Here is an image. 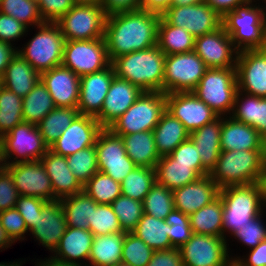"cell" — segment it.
<instances>
[{"mask_svg": "<svg viewBox=\"0 0 266 266\" xmlns=\"http://www.w3.org/2000/svg\"><path fill=\"white\" fill-rule=\"evenodd\" d=\"M160 17L141 9L108 15L104 40L110 62L121 55L156 46Z\"/></svg>", "mask_w": 266, "mask_h": 266, "instance_id": "6da1fadb", "label": "cell"}, {"mask_svg": "<svg viewBox=\"0 0 266 266\" xmlns=\"http://www.w3.org/2000/svg\"><path fill=\"white\" fill-rule=\"evenodd\" d=\"M166 55L154 46L115 58V75L138 86L144 92H163Z\"/></svg>", "mask_w": 266, "mask_h": 266, "instance_id": "7a4b0ae2", "label": "cell"}, {"mask_svg": "<svg viewBox=\"0 0 266 266\" xmlns=\"http://www.w3.org/2000/svg\"><path fill=\"white\" fill-rule=\"evenodd\" d=\"M223 206V237L233 236L266 207L262 183L226 186L219 190Z\"/></svg>", "mask_w": 266, "mask_h": 266, "instance_id": "3957f363", "label": "cell"}, {"mask_svg": "<svg viewBox=\"0 0 266 266\" xmlns=\"http://www.w3.org/2000/svg\"><path fill=\"white\" fill-rule=\"evenodd\" d=\"M254 2L249 0L222 18V26L239 52L266 48L265 12Z\"/></svg>", "mask_w": 266, "mask_h": 266, "instance_id": "277c9868", "label": "cell"}, {"mask_svg": "<svg viewBox=\"0 0 266 266\" xmlns=\"http://www.w3.org/2000/svg\"><path fill=\"white\" fill-rule=\"evenodd\" d=\"M264 165L261 150L221 151L209 176L220 189L232 185L261 183Z\"/></svg>", "mask_w": 266, "mask_h": 266, "instance_id": "5b68a950", "label": "cell"}, {"mask_svg": "<svg viewBox=\"0 0 266 266\" xmlns=\"http://www.w3.org/2000/svg\"><path fill=\"white\" fill-rule=\"evenodd\" d=\"M238 91L236 67L208 68L192 91L219 117L231 115Z\"/></svg>", "mask_w": 266, "mask_h": 266, "instance_id": "8992f818", "label": "cell"}, {"mask_svg": "<svg viewBox=\"0 0 266 266\" xmlns=\"http://www.w3.org/2000/svg\"><path fill=\"white\" fill-rule=\"evenodd\" d=\"M37 28L38 32L17 53L42 73L62 64L66 40L56 23L45 22Z\"/></svg>", "mask_w": 266, "mask_h": 266, "instance_id": "52a82bcc", "label": "cell"}, {"mask_svg": "<svg viewBox=\"0 0 266 266\" xmlns=\"http://www.w3.org/2000/svg\"><path fill=\"white\" fill-rule=\"evenodd\" d=\"M165 111V93L143 92L108 128L116 135L153 131Z\"/></svg>", "mask_w": 266, "mask_h": 266, "instance_id": "ba28073f", "label": "cell"}, {"mask_svg": "<svg viewBox=\"0 0 266 266\" xmlns=\"http://www.w3.org/2000/svg\"><path fill=\"white\" fill-rule=\"evenodd\" d=\"M0 141L5 164L39 161L49 150L37 125L28 122L16 125Z\"/></svg>", "mask_w": 266, "mask_h": 266, "instance_id": "9c48e42d", "label": "cell"}, {"mask_svg": "<svg viewBox=\"0 0 266 266\" xmlns=\"http://www.w3.org/2000/svg\"><path fill=\"white\" fill-rule=\"evenodd\" d=\"M107 15L101 5L74 4L55 22L66 41L104 38Z\"/></svg>", "mask_w": 266, "mask_h": 266, "instance_id": "30bf717a", "label": "cell"}, {"mask_svg": "<svg viewBox=\"0 0 266 266\" xmlns=\"http://www.w3.org/2000/svg\"><path fill=\"white\" fill-rule=\"evenodd\" d=\"M207 69L194 51L166 55L163 93L192 92Z\"/></svg>", "mask_w": 266, "mask_h": 266, "instance_id": "8fae6325", "label": "cell"}, {"mask_svg": "<svg viewBox=\"0 0 266 266\" xmlns=\"http://www.w3.org/2000/svg\"><path fill=\"white\" fill-rule=\"evenodd\" d=\"M110 64L104 38L65 42L61 65L79 77L99 72Z\"/></svg>", "mask_w": 266, "mask_h": 266, "instance_id": "7c38bea8", "label": "cell"}, {"mask_svg": "<svg viewBox=\"0 0 266 266\" xmlns=\"http://www.w3.org/2000/svg\"><path fill=\"white\" fill-rule=\"evenodd\" d=\"M227 243L221 236L192 233L179 248L184 266H233Z\"/></svg>", "mask_w": 266, "mask_h": 266, "instance_id": "4fadbf2b", "label": "cell"}, {"mask_svg": "<svg viewBox=\"0 0 266 266\" xmlns=\"http://www.w3.org/2000/svg\"><path fill=\"white\" fill-rule=\"evenodd\" d=\"M161 17L170 25L186 29L195 38L222 26V17L205 1L195 5L170 6Z\"/></svg>", "mask_w": 266, "mask_h": 266, "instance_id": "5bb4252c", "label": "cell"}, {"mask_svg": "<svg viewBox=\"0 0 266 266\" xmlns=\"http://www.w3.org/2000/svg\"><path fill=\"white\" fill-rule=\"evenodd\" d=\"M166 111L180 120L189 133L219 117L193 92L166 94Z\"/></svg>", "mask_w": 266, "mask_h": 266, "instance_id": "9a60e30c", "label": "cell"}, {"mask_svg": "<svg viewBox=\"0 0 266 266\" xmlns=\"http://www.w3.org/2000/svg\"><path fill=\"white\" fill-rule=\"evenodd\" d=\"M5 168L10 172L19 196H34L46 201L58 200L40 160L5 164Z\"/></svg>", "mask_w": 266, "mask_h": 266, "instance_id": "2e32d148", "label": "cell"}, {"mask_svg": "<svg viewBox=\"0 0 266 266\" xmlns=\"http://www.w3.org/2000/svg\"><path fill=\"white\" fill-rule=\"evenodd\" d=\"M194 52L208 68L236 67L239 51L225 28L195 38Z\"/></svg>", "mask_w": 266, "mask_h": 266, "instance_id": "e0dca14e", "label": "cell"}, {"mask_svg": "<svg viewBox=\"0 0 266 266\" xmlns=\"http://www.w3.org/2000/svg\"><path fill=\"white\" fill-rule=\"evenodd\" d=\"M236 72L239 91L266 98V48L240 51Z\"/></svg>", "mask_w": 266, "mask_h": 266, "instance_id": "ac0fdd59", "label": "cell"}, {"mask_svg": "<svg viewBox=\"0 0 266 266\" xmlns=\"http://www.w3.org/2000/svg\"><path fill=\"white\" fill-rule=\"evenodd\" d=\"M102 129L95 117L79 114L49 149L58 155L68 157L82 149L95 146Z\"/></svg>", "mask_w": 266, "mask_h": 266, "instance_id": "d6986e66", "label": "cell"}, {"mask_svg": "<svg viewBox=\"0 0 266 266\" xmlns=\"http://www.w3.org/2000/svg\"><path fill=\"white\" fill-rule=\"evenodd\" d=\"M115 76L113 65L80 77L79 103L80 114L96 117L102 109L110 84Z\"/></svg>", "mask_w": 266, "mask_h": 266, "instance_id": "ffe728a7", "label": "cell"}, {"mask_svg": "<svg viewBox=\"0 0 266 266\" xmlns=\"http://www.w3.org/2000/svg\"><path fill=\"white\" fill-rule=\"evenodd\" d=\"M56 107L76 108L79 103L80 77L62 65L40 73Z\"/></svg>", "mask_w": 266, "mask_h": 266, "instance_id": "44dd1931", "label": "cell"}, {"mask_svg": "<svg viewBox=\"0 0 266 266\" xmlns=\"http://www.w3.org/2000/svg\"><path fill=\"white\" fill-rule=\"evenodd\" d=\"M143 92L138 86L115 75L101 112L95 118L103 128H108L130 108Z\"/></svg>", "mask_w": 266, "mask_h": 266, "instance_id": "7402d4cb", "label": "cell"}, {"mask_svg": "<svg viewBox=\"0 0 266 266\" xmlns=\"http://www.w3.org/2000/svg\"><path fill=\"white\" fill-rule=\"evenodd\" d=\"M67 227L60 200H53L47 201L43 205L30 233L38 240L39 244L41 243L53 253Z\"/></svg>", "mask_w": 266, "mask_h": 266, "instance_id": "603a6c76", "label": "cell"}, {"mask_svg": "<svg viewBox=\"0 0 266 266\" xmlns=\"http://www.w3.org/2000/svg\"><path fill=\"white\" fill-rule=\"evenodd\" d=\"M220 188L208 175L173 191L174 209L190 215L219 196Z\"/></svg>", "mask_w": 266, "mask_h": 266, "instance_id": "cb8c5ba5", "label": "cell"}, {"mask_svg": "<svg viewBox=\"0 0 266 266\" xmlns=\"http://www.w3.org/2000/svg\"><path fill=\"white\" fill-rule=\"evenodd\" d=\"M40 162L50 178L54 196L58 200L83 191V185L69 169L66 157L49 149Z\"/></svg>", "mask_w": 266, "mask_h": 266, "instance_id": "d4e9b609", "label": "cell"}, {"mask_svg": "<svg viewBox=\"0 0 266 266\" xmlns=\"http://www.w3.org/2000/svg\"><path fill=\"white\" fill-rule=\"evenodd\" d=\"M93 236L90 230L67 227L52 257L68 264L87 266L86 262L90 256ZM80 259L81 261L84 259V261L81 263Z\"/></svg>", "mask_w": 266, "mask_h": 266, "instance_id": "484cf974", "label": "cell"}, {"mask_svg": "<svg viewBox=\"0 0 266 266\" xmlns=\"http://www.w3.org/2000/svg\"><path fill=\"white\" fill-rule=\"evenodd\" d=\"M261 138L260 133L250 125L231 116L221 117V151L261 150Z\"/></svg>", "mask_w": 266, "mask_h": 266, "instance_id": "4316f807", "label": "cell"}, {"mask_svg": "<svg viewBox=\"0 0 266 266\" xmlns=\"http://www.w3.org/2000/svg\"><path fill=\"white\" fill-rule=\"evenodd\" d=\"M221 117L190 132L189 138L197 147L202 167L210 174L218 161L221 147Z\"/></svg>", "mask_w": 266, "mask_h": 266, "instance_id": "83f0119b", "label": "cell"}, {"mask_svg": "<svg viewBox=\"0 0 266 266\" xmlns=\"http://www.w3.org/2000/svg\"><path fill=\"white\" fill-rule=\"evenodd\" d=\"M230 116L236 121L250 125L262 136L266 133V98L238 90Z\"/></svg>", "mask_w": 266, "mask_h": 266, "instance_id": "f1b7e54d", "label": "cell"}, {"mask_svg": "<svg viewBox=\"0 0 266 266\" xmlns=\"http://www.w3.org/2000/svg\"><path fill=\"white\" fill-rule=\"evenodd\" d=\"M156 182L174 191L197 180L201 175L193 164L177 163L170 155L160 157L155 166Z\"/></svg>", "mask_w": 266, "mask_h": 266, "instance_id": "f546056e", "label": "cell"}, {"mask_svg": "<svg viewBox=\"0 0 266 266\" xmlns=\"http://www.w3.org/2000/svg\"><path fill=\"white\" fill-rule=\"evenodd\" d=\"M153 136L157 153L163 157L170 155L178 145L189 139L190 133L180 120L165 111L153 129Z\"/></svg>", "mask_w": 266, "mask_h": 266, "instance_id": "4dcf8cb0", "label": "cell"}, {"mask_svg": "<svg viewBox=\"0 0 266 266\" xmlns=\"http://www.w3.org/2000/svg\"><path fill=\"white\" fill-rule=\"evenodd\" d=\"M4 87L25 97L40 80V73L17 53L3 73Z\"/></svg>", "mask_w": 266, "mask_h": 266, "instance_id": "1f68e13d", "label": "cell"}, {"mask_svg": "<svg viewBox=\"0 0 266 266\" xmlns=\"http://www.w3.org/2000/svg\"><path fill=\"white\" fill-rule=\"evenodd\" d=\"M122 137L126 154L139 167L155 168L160 159L157 153L153 131H144Z\"/></svg>", "mask_w": 266, "mask_h": 266, "instance_id": "d6a6232c", "label": "cell"}, {"mask_svg": "<svg viewBox=\"0 0 266 266\" xmlns=\"http://www.w3.org/2000/svg\"><path fill=\"white\" fill-rule=\"evenodd\" d=\"M126 232L93 236L89 264L87 266H112L122 259Z\"/></svg>", "mask_w": 266, "mask_h": 266, "instance_id": "836d02e7", "label": "cell"}, {"mask_svg": "<svg viewBox=\"0 0 266 266\" xmlns=\"http://www.w3.org/2000/svg\"><path fill=\"white\" fill-rule=\"evenodd\" d=\"M195 37L186 29L168 24L162 17L157 27V46L165 55L194 51Z\"/></svg>", "mask_w": 266, "mask_h": 266, "instance_id": "e575fe53", "label": "cell"}, {"mask_svg": "<svg viewBox=\"0 0 266 266\" xmlns=\"http://www.w3.org/2000/svg\"><path fill=\"white\" fill-rule=\"evenodd\" d=\"M223 206L220 195L189 215L192 233L223 237Z\"/></svg>", "mask_w": 266, "mask_h": 266, "instance_id": "d590c367", "label": "cell"}, {"mask_svg": "<svg viewBox=\"0 0 266 266\" xmlns=\"http://www.w3.org/2000/svg\"><path fill=\"white\" fill-rule=\"evenodd\" d=\"M169 231L170 225L165 220L143 214L132 233L155 251L173 248L168 237Z\"/></svg>", "mask_w": 266, "mask_h": 266, "instance_id": "8d00e7d4", "label": "cell"}, {"mask_svg": "<svg viewBox=\"0 0 266 266\" xmlns=\"http://www.w3.org/2000/svg\"><path fill=\"white\" fill-rule=\"evenodd\" d=\"M22 100L23 120L34 125H38L50 111L56 108L51 95L41 80Z\"/></svg>", "mask_w": 266, "mask_h": 266, "instance_id": "74e56055", "label": "cell"}, {"mask_svg": "<svg viewBox=\"0 0 266 266\" xmlns=\"http://www.w3.org/2000/svg\"><path fill=\"white\" fill-rule=\"evenodd\" d=\"M68 227L89 230L87 218L92 214V207L97 203L84 191L60 199Z\"/></svg>", "mask_w": 266, "mask_h": 266, "instance_id": "f35d334b", "label": "cell"}, {"mask_svg": "<svg viewBox=\"0 0 266 266\" xmlns=\"http://www.w3.org/2000/svg\"><path fill=\"white\" fill-rule=\"evenodd\" d=\"M76 108L56 107L37 125L44 142L50 147L79 115Z\"/></svg>", "mask_w": 266, "mask_h": 266, "instance_id": "ab89813d", "label": "cell"}, {"mask_svg": "<svg viewBox=\"0 0 266 266\" xmlns=\"http://www.w3.org/2000/svg\"><path fill=\"white\" fill-rule=\"evenodd\" d=\"M97 164L100 170L106 163L126 162V150L121 136L103 128L95 143Z\"/></svg>", "mask_w": 266, "mask_h": 266, "instance_id": "60d3db41", "label": "cell"}, {"mask_svg": "<svg viewBox=\"0 0 266 266\" xmlns=\"http://www.w3.org/2000/svg\"><path fill=\"white\" fill-rule=\"evenodd\" d=\"M155 183V168L137 166L120 182L121 194L142 202Z\"/></svg>", "mask_w": 266, "mask_h": 266, "instance_id": "b9f144b4", "label": "cell"}, {"mask_svg": "<svg viewBox=\"0 0 266 266\" xmlns=\"http://www.w3.org/2000/svg\"><path fill=\"white\" fill-rule=\"evenodd\" d=\"M83 191L97 204H111L121 195V184L98 171L83 185Z\"/></svg>", "mask_w": 266, "mask_h": 266, "instance_id": "7bdbcfd3", "label": "cell"}, {"mask_svg": "<svg viewBox=\"0 0 266 266\" xmlns=\"http://www.w3.org/2000/svg\"><path fill=\"white\" fill-rule=\"evenodd\" d=\"M22 97L3 87L0 89V138L16 125L24 122Z\"/></svg>", "mask_w": 266, "mask_h": 266, "instance_id": "ee69618b", "label": "cell"}, {"mask_svg": "<svg viewBox=\"0 0 266 266\" xmlns=\"http://www.w3.org/2000/svg\"><path fill=\"white\" fill-rule=\"evenodd\" d=\"M0 12L16 18L27 28L45 23L36 0H0Z\"/></svg>", "mask_w": 266, "mask_h": 266, "instance_id": "f6af8a7d", "label": "cell"}, {"mask_svg": "<svg viewBox=\"0 0 266 266\" xmlns=\"http://www.w3.org/2000/svg\"><path fill=\"white\" fill-rule=\"evenodd\" d=\"M144 214L165 220L174 209L173 191L157 182L142 201Z\"/></svg>", "mask_w": 266, "mask_h": 266, "instance_id": "bcb514c9", "label": "cell"}, {"mask_svg": "<svg viewBox=\"0 0 266 266\" xmlns=\"http://www.w3.org/2000/svg\"><path fill=\"white\" fill-rule=\"evenodd\" d=\"M118 217L122 231L132 232L144 214L142 202L124 195L118 196L111 204Z\"/></svg>", "mask_w": 266, "mask_h": 266, "instance_id": "7dc6e473", "label": "cell"}, {"mask_svg": "<svg viewBox=\"0 0 266 266\" xmlns=\"http://www.w3.org/2000/svg\"><path fill=\"white\" fill-rule=\"evenodd\" d=\"M66 158L69 169L82 185L99 171L95 146L82 149Z\"/></svg>", "mask_w": 266, "mask_h": 266, "instance_id": "c3c4849f", "label": "cell"}, {"mask_svg": "<svg viewBox=\"0 0 266 266\" xmlns=\"http://www.w3.org/2000/svg\"><path fill=\"white\" fill-rule=\"evenodd\" d=\"M89 230L94 236L124 232L110 204H97L87 218Z\"/></svg>", "mask_w": 266, "mask_h": 266, "instance_id": "681fc988", "label": "cell"}, {"mask_svg": "<svg viewBox=\"0 0 266 266\" xmlns=\"http://www.w3.org/2000/svg\"><path fill=\"white\" fill-rule=\"evenodd\" d=\"M154 250L132 232L125 234L121 262L129 266H147Z\"/></svg>", "mask_w": 266, "mask_h": 266, "instance_id": "f907efd6", "label": "cell"}, {"mask_svg": "<svg viewBox=\"0 0 266 266\" xmlns=\"http://www.w3.org/2000/svg\"><path fill=\"white\" fill-rule=\"evenodd\" d=\"M170 225L168 237L173 248H180L185 244L192 235V230L189 222V215L182 213L179 210L173 209L165 219Z\"/></svg>", "mask_w": 266, "mask_h": 266, "instance_id": "816d5d0a", "label": "cell"}, {"mask_svg": "<svg viewBox=\"0 0 266 266\" xmlns=\"http://www.w3.org/2000/svg\"><path fill=\"white\" fill-rule=\"evenodd\" d=\"M264 212L265 211L249 220L244 227H241V229L233 235L235 239H238V242L240 241L245 246H248V248L253 249L261 241L266 239V224L263 219H261L264 218L262 216Z\"/></svg>", "mask_w": 266, "mask_h": 266, "instance_id": "f5cc1de1", "label": "cell"}, {"mask_svg": "<svg viewBox=\"0 0 266 266\" xmlns=\"http://www.w3.org/2000/svg\"><path fill=\"white\" fill-rule=\"evenodd\" d=\"M0 223L14 243L24 240L25 233L29 232L23 217L15 207L0 212Z\"/></svg>", "mask_w": 266, "mask_h": 266, "instance_id": "db71d44e", "label": "cell"}, {"mask_svg": "<svg viewBox=\"0 0 266 266\" xmlns=\"http://www.w3.org/2000/svg\"><path fill=\"white\" fill-rule=\"evenodd\" d=\"M177 163L193 164V168L201 175L205 176L209 173L202 167L201 157L197 147L189 138L178 145L170 154Z\"/></svg>", "mask_w": 266, "mask_h": 266, "instance_id": "11a10c76", "label": "cell"}, {"mask_svg": "<svg viewBox=\"0 0 266 266\" xmlns=\"http://www.w3.org/2000/svg\"><path fill=\"white\" fill-rule=\"evenodd\" d=\"M46 202V200L34 196L22 195L18 197L15 208L23 217L28 231L35 226L38 213H41L42 207Z\"/></svg>", "mask_w": 266, "mask_h": 266, "instance_id": "9f6ffc18", "label": "cell"}, {"mask_svg": "<svg viewBox=\"0 0 266 266\" xmlns=\"http://www.w3.org/2000/svg\"><path fill=\"white\" fill-rule=\"evenodd\" d=\"M39 9L44 22H57L74 5L73 0H39Z\"/></svg>", "mask_w": 266, "mask_h": 266, "instance_id": "6f0895ef", "label": "cell"}, {"mask_svg": "<svg viewBox=\"0 0 266 266\" xmlns=\"http://www.w3.org/2000/svg\"><path fill=\"white\" fill-rule=\"evenodd\" d=\"M19 194L10 172L4 168L0 172V212L14 208Z\"/></svg>", "mask_w": 266, "mask_h": 266, "instance_id": "680465c9", "label": "cell"}, {"mask_svg": "<svg viewBox=\"0 0 266 266\" xmlns=\"http://www.w3.org/2000/svg\"><path fill=\"white\" fill-rule=\"evenodd\" d=\"M26 32H28V28L24 24L14 17L0 12V41L12 44L11 41L22 38Z\"/></svg>", "mask_w": 266, "mask_h": 266, "instance_id": "91938a15", "label": "cell"}, {"mask_svg": "<svg viewBox=\"0 0 266 266\" xmlns=\"http://www.w3.org/2000/svg\"><path fill=\"white\" fill-rule=\"evenodd\" d=\"M147 266H184L178 248L155 250Z\"/></svg>", "mask_w": 266, "mask_h": 266, "instance_id": "94428289", "label": "cell"}, {"mask_svg": "<svg viewBox=\"0 0 266 266\" xmlns=\"http://www.w3.org/2000/svg\"><path fill=\"white\" fill-rule=\"evenodd\" d=\"M250 250L248 258L231 257L233 266H266V239Z\"/></svg>", "mask_w": 266, "mask_h": 266, "instance_id": "6125c7cd", "label": "cell"}, {"mask_svg": "<svg viewBox=\"0 0 266 266\" xmlns=\"http://www.w3.org/2000/svg\"><path fill=\"white\" fill-rule=\"evenodd\" d=\"M137 165L126 155V162L106 163L99 172L104 173L115 181L122 182Z\"/></svg>", "mask_w": 266, "mask_h": 266, "instance_id": "be15d7a7", "label": "cell"}, {"mask_svg": "<svg viewBox=\"0 0 266 266\" xmlns=\"http://www.w3.org/2000/svg\"><path fill=\"white\" fill-rule=\"evenodd\" d=\"M106 15L140 9V0H101Z\"/></svg>", "mask_w": 266, "mask_h": 266, "instance_id": "e7e4bbea", "label": "cell"}, {"mask_svg": "<svg viewBox=\"0 0 266 266\" xmlns=\"http://www.w3.org/2000/svg\"><path fill=\"white\" fill-rule=\"evenodd\" d=\"M212 7L222 18L236 7L241 6L249 0H204Z\"/></svg>", "mask_w": 266, "mask_h": 266, "instance_id": "03108f58", "label": "cell"}, {"mask_svg": "<svg viewBox=\"0 0 266 266\" xmlns=\"http://www.w3.org/2000/svg\"><path fill=\"white\" fill-rule=\"evenodd\" d=\"M18 47L0 41V74L3 75L12 58L17 54Z\"/></svg>", "mask_w": 266, "mask_h": 266, "instance_id": "003e7915", "label": "cell"}, {"mask_svg": "<svg viewBox=\"0 0 266 266\" xmlns=\"http://www.w3.org/2000/svg\"><path fill=\"white\" fill-rule=\"evenodd\" d=\"M170 7V0H140V9L162 15Z\"/></svg>", "mask_w": 266, "mask_h": 266, "instance_id": "a7ac6f4b", "label": "cell"}, {"mask_svg": "<svg viewBox=\"0 0 266 266\" xmlns=\"http://www.w3.org/2000/svg\"><path fill=\"white\" fill-rule=\"evenodd\" d=\"M43 259V261H37V264H35V266H80V265H74V264H68L66 262L57 260L55 258H53L52 256H50L48 259Z\"/></svg>", "mask_w": 266, "mask_h": 266, "instance_id": "89a4df30", "label": "cell"}, {"mask_svg": "<svg viewBox=\"0 0 266 266\" xmlns=\"http://www.w3.org/2000/svg\"><path fill=\"white\" fill-rule=\"evenodd\" d=\"M13 243L0 223V250L9 248Z\"/></svg>", "mask_w": 266, "mask_h": 266, "instance_id": "2644e50d", "label": "cell"}, {"mask_svg": "<svg viewBox=\"0 0 266 266\" xmlns=\"http://www.w3.org/2000/svg\"><path fill=\"white\" fill-rule=\"evenodd\" d=\"M204 0H170V6H187L195 5L203 2Z\"/></svg>", "mask_w": 266, "mask_h": 266, "instance_id": "8c879c8a", "label": "cell"}, {"mask_svg": "<svg viewBox=\"0 0 266 266\" xmlns=\"http://www.w3.org/2000/svg\"><path fill=\"white\" fill-rule=\"evenodd\" d=\"M74 4L101 5V0H73Z\"/></svg>", "mask_w": 266, "mask_h": 266, "instance_id": "753ad0ef", "label": "cell"}, {"mask_svg": "<svg viewBox=\"0 0 266 266\" xmlns=\"http://www.w3.org/2000/svg\"><path fill=\"white\" fill-rule=\"evenodd\" d=\"M261 151L263 155L264 163H266V133L261 138Z\"/></svg>", "mask_w": 266, "mask_h": 266, "instance_id": "34e18365", "label": "cell"}, {"mask_svg": "<svg viewBox=\"0 0 266 266\" xmlns=\"http://www.w3.org/2000/svg\"><path fill=\"white\" fill-rule=\"evenodd\" d=\"M5 168V161L3 159L2 143L0 141V172Z\"/></svg>", "mask_w": 266, "mask_h": 266, "instance_id": "11e5206c", "label": "cell"}, {"mask_svg": "<svg viewBox=\"0 0 266 266\" xmlns=\"http://www.w3.org/2000/svg\"><path fill=\"white\" fill-rule=\"evenodd\" d=\"M262 186H263V191H264V195H265V200H266V163L264 165V173H263V178H262Z\"/></svg>", "mask_w": 266, "mask_h": 266, "instance_id": "2a66077c", "label": "cell"}, {"mask_svg": "<svg viewBox=\"0 0 266 266\" xmlns=\"http://www.w3.org/2000/svg\"><path fill=\"white\" fill-rule=\"evenodd\" d=\"M24 261H14V262H9V263H5V262H0V266H22V263H23Z\"/></svg>", "mask_w": 266, "mask_h": 266, "instance_id": "b9fcfbb0", "label": "cell"}, {"mask_svg": "<svg viewBox=\"0 0 266 266\" xmlns=\"http://www.w3.org/2000/svg\"><path fill=\"white\" fill-rule=\"evenodd\" d=\"M4 87V80H3V75L0 74V89Z\"/></svg>", "mask_w": 266, "mask_h": 266, "instance_id": "09005b40", "label": "cell"}, {"mask_svg": "<svg viewBox=\"0 0 266 266\" xmlns=\"http://www.w3.org/2000/svg\"><path fill=\"white\" fill-rule=\"evenodd\" d=\"M112 266H129V265L120 262V263L114 264V265H112Z\"/></svg>", "mask_w": 266, "mask_h": 266, "instance_id": "979ff035", "label": "cell"}, {"mask_svg": "<svg viewBox=\"0 0 266 266\" xmlns=\"http://www.w3.org/2000/svg\"><path fill=\"white\" fill-rule=\"evenodd\" d=\"M256 1H257V0H256ZM262 1H264V3H265L263 6H265V5H266V0H262ZM263 9H265L264 12H265V16H266V6L263 7Z\"/></svg>", "mask_w": 266, "mask_h": 266, "instance_id": "deb4b68c", "label": "cell"}]
</instances>
